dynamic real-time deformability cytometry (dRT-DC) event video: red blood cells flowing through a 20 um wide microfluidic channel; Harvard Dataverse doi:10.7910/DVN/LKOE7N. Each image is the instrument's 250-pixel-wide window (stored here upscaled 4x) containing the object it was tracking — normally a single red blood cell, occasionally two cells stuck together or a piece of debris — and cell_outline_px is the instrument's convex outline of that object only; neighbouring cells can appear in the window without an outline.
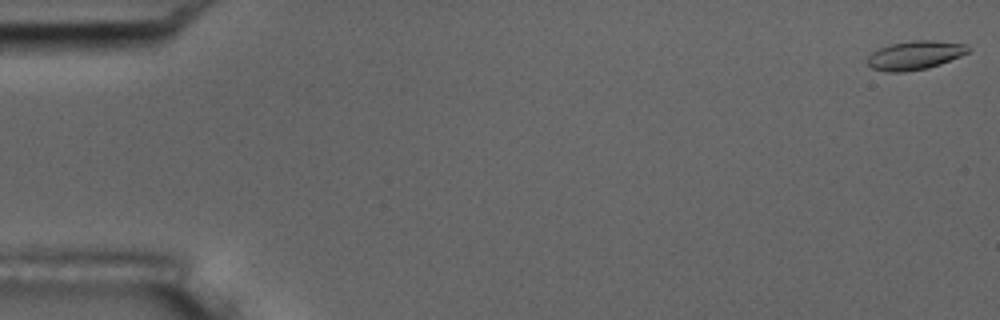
{"species": "common noctule bat (a hibernating species)", "species_latin": "Nyctalus noctula", "temperature_condition": "room temperature", "stored_images_in_passage": 5, "camera_frame_rate_fps": 3000, "um_per_image_px": 0.085, "animal": {"sex": "male", "body_mass_g": 17.5, "forearm_length_mm": 52.3}, "frame": {"image": 1, "passage_image": 1, "time_ms": 0.0, "image_size_px": [1000, 320], "cell_outline_px": [[972, 48], [968, 52], [960, 56], [940, 64], [928, 68], [904, 72], [888, 72], [872, 68], [868, 64], [868, 56], [872, 52], [880, 48], [892, 44], [912, 40], [936, 40], [964, 44]], "centroid_in_image_um": [77.79, 4.69], "position_along_channel_um": 7.2, "area_um2": 16.82}}
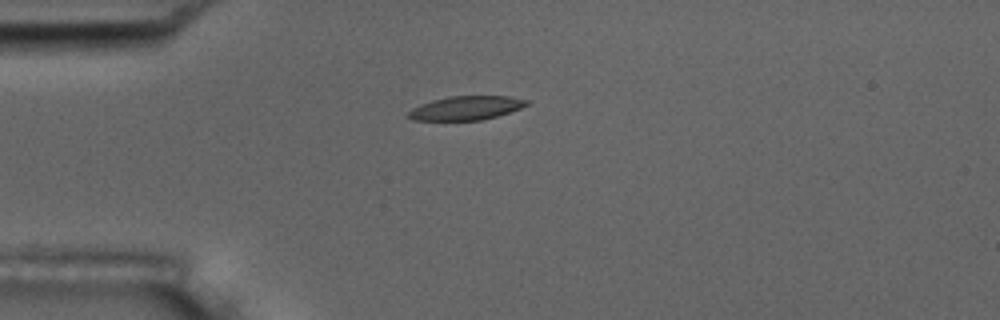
{"frame": {"image": 2, "passage_image": 5, "time_ms": 4.667, "image_size_px": [1000, 320], "cell_outline_px": [[528, 104], [520, 108], [496, 116], [480, 120], [412, 120], [404, 116], [412, 108], [420, 104], [432, 100], [448, 96], [508, 96], [528, 100]], "centroid_in_image_um": [39.55, 9.18], "position_along_channel_um": 45.5, "area_um2": 16.42}}